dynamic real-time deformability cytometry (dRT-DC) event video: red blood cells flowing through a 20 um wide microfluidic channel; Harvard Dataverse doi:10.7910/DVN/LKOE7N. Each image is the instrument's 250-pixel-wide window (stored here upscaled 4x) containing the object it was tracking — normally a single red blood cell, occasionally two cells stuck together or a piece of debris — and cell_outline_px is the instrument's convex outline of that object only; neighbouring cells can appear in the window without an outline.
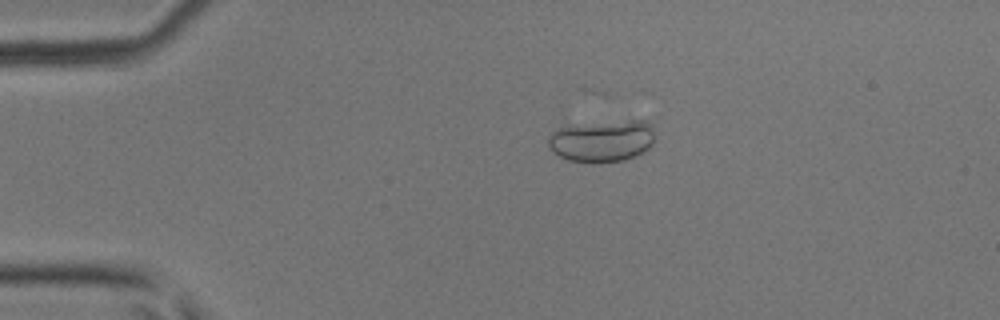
{"species": "common noctule bat (a hibernating species)", "species_latin": "Nyctalus noctula", "temperature_condition": "room temperature", "stored_images_in_passage": 51, "camera_frame_rate_fps": 3000, "um_per_image_px": 0.085, "animal": {"sex": "male", "body_mass_g": 17.9, "forearm_length_mm": 54.2}, "frame": {"image": 1, "passage_image": 13, "time_ms": 4.0, "image_size_px": [1000, 320], "cell_outline_px": [[656, 136], [652, 144], [644, 152], [624, 160], [568, 160], [560, 156], [548, 144], [548, 136], [556, 128], [568, 124], [628, 120], [648, 120], [652, 124]], "centroid_in_image_um": [51.22, 11.9], "position_along_channel_um": 33.8, "area_um2": 25.95}}
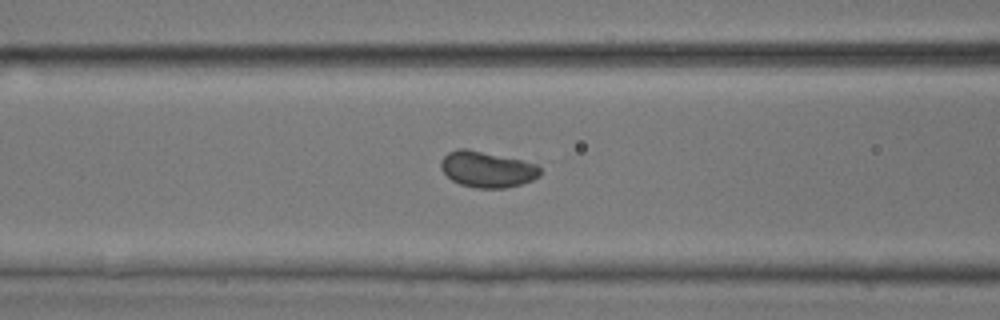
{"frame": {"image": 2, "passage_image": 23, "time_ms": 7.333, "image_size_px": [1000, 320], "cell_outline_px": [[540, 176], [532, 180], [520, 184], [504, 188], [476, 188], [460, 184], [452, 180], [440, 168], [440, 160], [448, 152], [456, 148], [468, 148], [520, 160], [536, 164], [540, 168]], "centroid_in_image_um": [41.37, 14.38], "position_along_channel_um": 125.2, "area_um2": 20.81}}
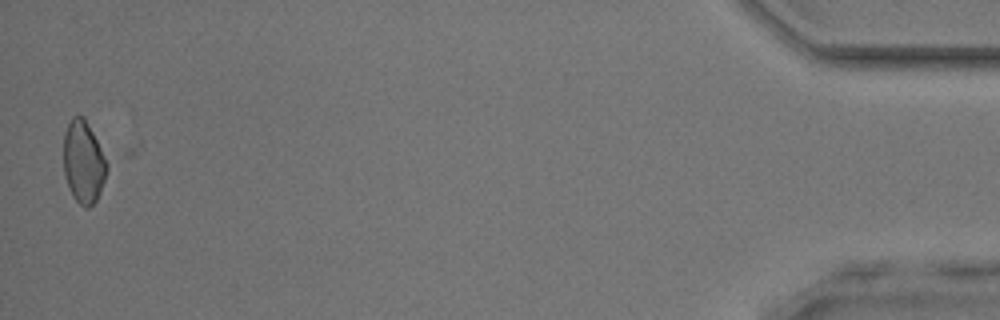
{"frame": {"image": 3, "passage_image": 51, "time_ms": 16.667, "image_size_px": [1000, 320], "cell_outline_px": [[108, 168], [100, 192], [96, 200], [88, 208], [84, 208], [72, 196], [64, 176], [64, 132], [72, 116], [76, 112], [84, 116], [108, 164]], "centroid_in_image_um": [7.07, 13.75], "position_along_channel_um": 428.1, "area_um2": 20.81}}